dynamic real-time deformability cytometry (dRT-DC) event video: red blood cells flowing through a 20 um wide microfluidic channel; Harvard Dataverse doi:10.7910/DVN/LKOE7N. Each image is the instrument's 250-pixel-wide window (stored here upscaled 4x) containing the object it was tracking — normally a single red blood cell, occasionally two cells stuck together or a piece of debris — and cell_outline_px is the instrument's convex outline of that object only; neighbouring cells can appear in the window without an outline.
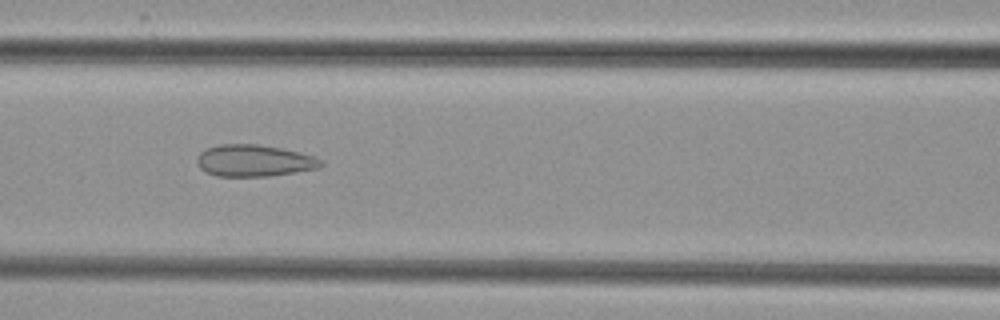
{"species": "common noctule bat (a hibernating species)", "species_latin": "Nyctalus noctula", "temperature_condition": "cold", "stored_images_in_passage": 4, "camera_frame_rate_fps": 3000, "um_per_image_px": 0.085, "animal": {"sex": "female", "body_mass_g": 29.2, "forearm_length_mm": 56.3}, "frame": {"image": 1, "passage_image": 3, "time_ms": 2.333, "image_size_px": [1000, 320], "cell_outline_px": [[324, 164], [320, 168], [296, 172], [268, 176], [216, 176], [200, 168], [196, 160], [196, 156], [200, 152], [208, 148], [220, 144], [260, 144], [300, 152], [312, 156], [320, 160]], "centroid_in_image_um": [21.59, 13.65], "position_along_channel_um": 145.0, "area_um2": 22.89}}
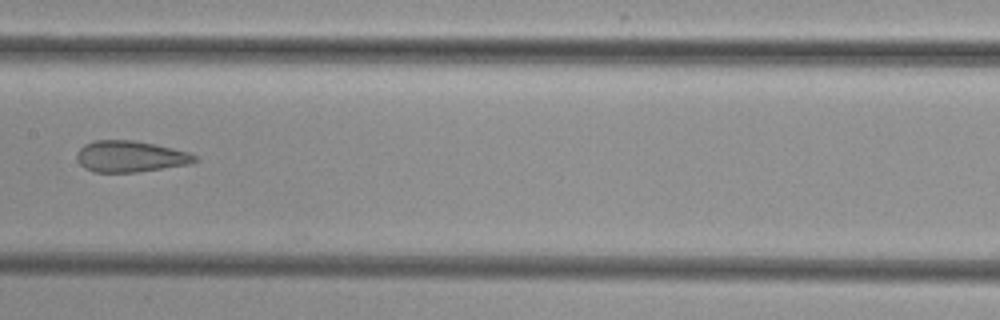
{"frame": {"image": 2, "passage_image": 4, "time_ms": 3.667, "image_size_px": [1000, 320], "cell_outline_px": [[200, 160], [188, 164], [136, 172], [92, 172], [84, 168], [76, 160], [76, 152], [84, 144], [96, 140], [132, 140], [172, 148], [188, 152], [196, 156]], "centroid_in_image_um": [11.03, 13.3], "position_along_channel_um": 196.4, "area_um2": 21.44}}